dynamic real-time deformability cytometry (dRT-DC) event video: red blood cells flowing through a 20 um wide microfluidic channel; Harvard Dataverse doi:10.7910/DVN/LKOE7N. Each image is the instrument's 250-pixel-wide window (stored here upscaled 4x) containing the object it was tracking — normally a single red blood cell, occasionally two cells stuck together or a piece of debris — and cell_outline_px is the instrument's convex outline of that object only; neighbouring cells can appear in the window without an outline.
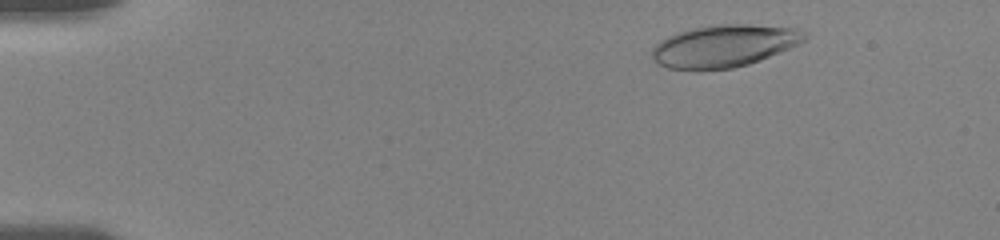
{"species": "human", "species_latin": "Homo sapiens", "temperature_condition": "room temperature", "stored_images_in_passage": 28, "camera_frame_rate_fps": 3000, "um_per_image_px": 0.085, "donor": {"sex": "female"}, "frame": {"image": 1, "passage_image": 3, "time_ms": 1.0, "image_size_px": [1000, 240], "cell_outline_px": [[808, 36], [804, 40], [788, 48], [760, 60], [748, 64], [732, 68], [668, 68], [652, 60], [652, 48], [660, 40], [676, 32], [692, 28], [720, 24], [752, 24], [792, 28], [808, 32]], "centroid_in_image_um": [61.54, 3.87], "position_along_channel_um": 23.5, "area_um2": 36.99}}
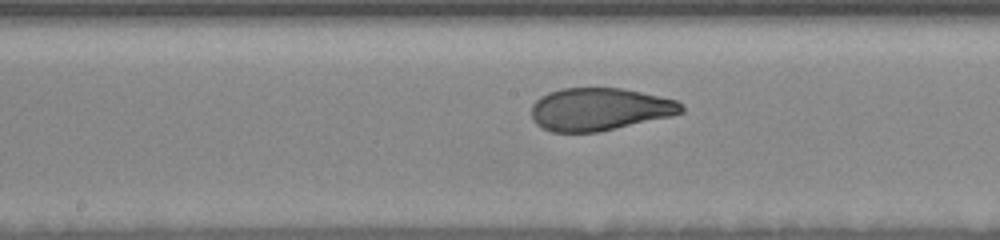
{"frame": {"image": 2, "passage_image": 19, "time_ms": 8.333, "image_size_px": [1000, 240], "cell_outline_px": [[684, 112], [672, 116], [600, 132], [552, 132], [536, 124], [532, 116], [532, 104], [540, 96], [548, 92], [564, 88], [620, 88], [640, 92], [676, 100], [684, 104]], "centroid_in_image_um": [50.97, 9.29], "position_along_channel_um": 197.2, "area_um2": 37.34}}
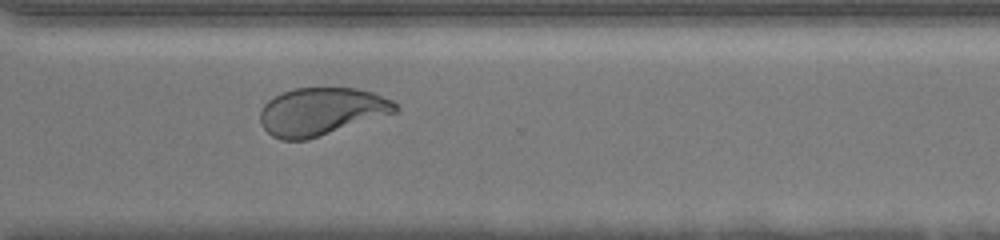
{"frame": {"image": 3, "passage_image": 28, "time_ms": 12.333, "image_size_px": [1000, 240], "cell_outline_px": [[400, 108], [396, 112], [308, 140], [280, 140], [272, 136], [260, 124], [260, 108], [268, 100], [292, 88], [356, 88], [372, 92], [392, 100]], "centroid_in_image_um": [27.29, 9.48], "position_along_channel_um": 343.3, "area_um2": 37.57}}